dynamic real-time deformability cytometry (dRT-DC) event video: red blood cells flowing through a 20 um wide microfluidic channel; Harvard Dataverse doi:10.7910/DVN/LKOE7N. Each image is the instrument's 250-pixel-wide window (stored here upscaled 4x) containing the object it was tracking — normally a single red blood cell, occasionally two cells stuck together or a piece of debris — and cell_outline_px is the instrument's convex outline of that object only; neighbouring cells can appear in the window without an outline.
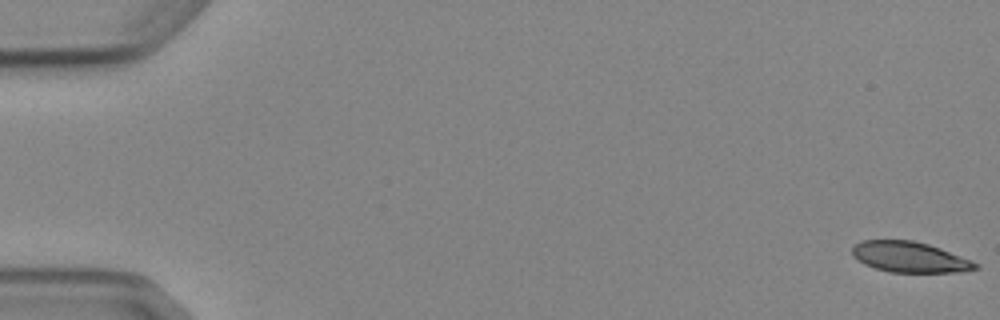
{"species": "Egyptian fruit bat (a non-hibernating species)", "species_latin": "Rousettus aegyptiacus", "temperature_condition": "cold", "stored_images_in_passage": 5, "camera_frame_rate_fps": 3000, "um_per_image_px": 0.085, "animal": {"sex": "female"}, "frame": {"image": 1, "passage_image": 1, "time_ms": 0.0, "image_size_px": [1000, 320], "cell_outline_px": [[980, 268], [964, 272], [892, 272], [876, 268], [864, 264], [852, 256], [852, 248], [860, 240], [912, 240], [928, 244], [940, 248], [972, 260], [980, 264]], "centroid_in_image_um": [77.36, 21.85], "position_along_channel_um": 7.6, "area_um2": 22.08}}
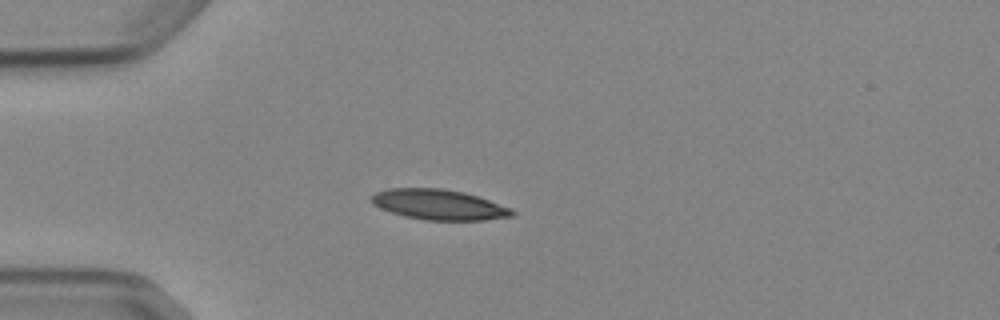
{"frame": {"image": 2, "passage_image": 5, "time_ms": 4.667, "image_size_px": [1000, 320], "cell_outline_px": [[516, 212], [512, 216], [484, 220], [428, 220], [404, 216], [380, 208], [372, 204], [368, 200], [368, 196], [376, 192], [388, 188], [440, 188], [464, 192], [512, 208]], "centroid_in_image_um": [37.25, 17.38], "position_along_channel_um": 47.7, "area_um2": 24.91}}